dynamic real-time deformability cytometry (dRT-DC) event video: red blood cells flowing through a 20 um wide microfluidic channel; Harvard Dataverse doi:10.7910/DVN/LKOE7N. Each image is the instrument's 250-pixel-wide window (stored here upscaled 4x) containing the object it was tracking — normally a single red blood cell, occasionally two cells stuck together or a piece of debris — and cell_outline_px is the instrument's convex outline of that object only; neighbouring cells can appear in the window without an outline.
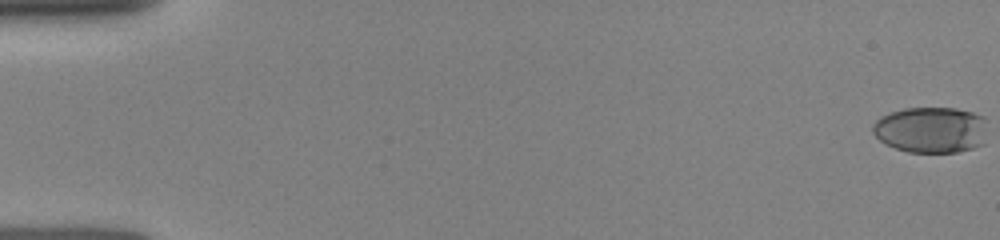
{"species": "human", "species_latin": "Homo sapiens", "temperature_condition": "room temperature", "stored_images_in_passage": 56, "camera_frame_rate_fps": 3000, "um_per_image_px": 0.085, "donor": {"sex": "female"}, "frame": {"image": 1, "passage_image": 1, "time_ms": 0.0, "image_size_px": [1000, 240], "cell_outline_px": [[984, 144], [972, 148], [956, 152], [908, 152], [884, 144], [872, 132], [872, 124], [880, 116], [904, 108], [956, 108], [972, 112], [984, 116]], "centroid_in_image_um": [79.1, 11.03], "position_along_channel_um": 5.9, "area_um2": 30.81}}
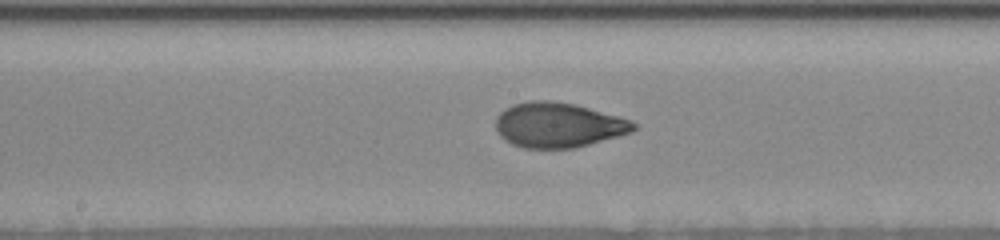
{"frame": {"image": 2, "passage_image": 29, "time_ms": 8.667, "image_size_px": [1000, 240], "cell_outline_px": [[636, 128], [632, 132], [576, 148], [524, 148], [512, 144], [504, 140], [496, 132], [496, 116], [504, 108], [512, 104], [528, 100], [552, 100], [572, 104], [588, 108], [632, 120], [636, 124]], "centroid_in_image_um": [47.41, 10.62], "position_along_channel_um": 200.8, "area_um2": 36.24}}
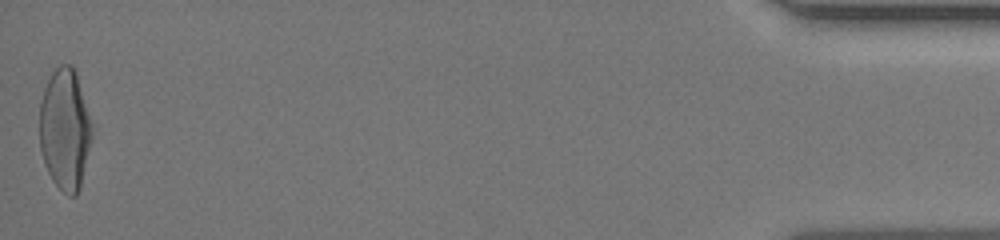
{"frame": {"image": 3, "passage_image": 56, "time_ms": 16.333, "image_size_px": [1000, 240], "cell_outline_px": [[92, 140], [80, 188], [76, 196], [68, 196], [52, 180], [44, 164], [40, 148], [40, 100], [44, 88], [52, 72], [60, 64], [72, 64], [76, 72], [92, 124]], "centroid_in_image_um": [5.52, 11.0], "position_along_channel_um": 429.7, "area_um2": 37.17}}